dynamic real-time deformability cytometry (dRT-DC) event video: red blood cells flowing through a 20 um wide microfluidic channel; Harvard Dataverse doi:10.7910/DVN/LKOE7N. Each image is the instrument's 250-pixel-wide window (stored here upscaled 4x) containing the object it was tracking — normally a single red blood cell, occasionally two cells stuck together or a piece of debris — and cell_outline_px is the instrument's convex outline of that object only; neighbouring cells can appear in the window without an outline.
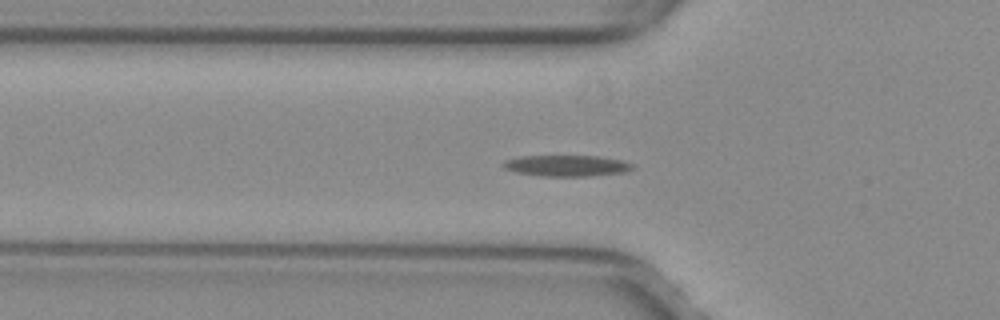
{"species": "common noctule bat (a hibernating species)", "species_latin": "Nyctalus noctula", "temperature_condition": "warm", "stored_images_in_passage": 47, "camera_frame_rate_fps": 3000, "um_per_image_px": 0.085, "animal": {"sex": "female", "body_mass_g": 29.2, "forearm_length_mm": 56.3}, "frame": {"image": 1, "passage_image": 12, "time_ms": 3.667, "image_size_px": [1000, 320], "cell_outline_px": [[636, 168], [624, 172], [588, 176], [540, 176], [516, 172], [504, 168], [500, 164], [504, 160], [520, 156], [596, 156], [620, 160], [636, 164]], "centroid_in_image_um": [48.16, 14.08], "position_along_channel_um": 77.6, "area_um2": 16.01}}
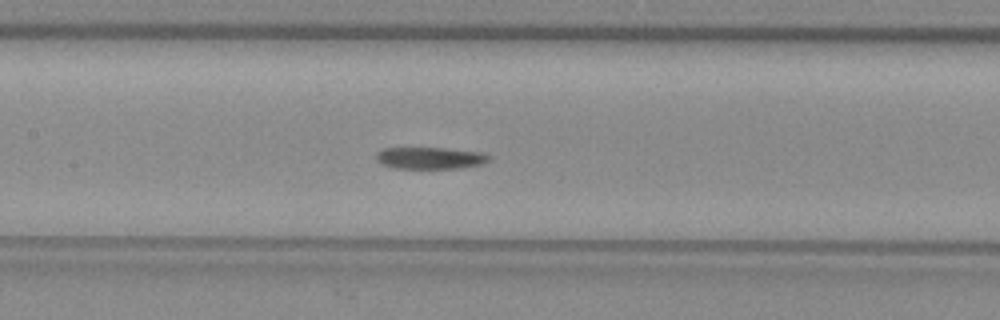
{"frame": {"image": 2, "passage_image": 19, "time_ms": 6.0, "image_size_px": [1000, 320], "cell_outline_px": [[492, 156], [484, 164], [460, 168], [396, 168], [384, 164], [376, 160], [376, 152], [380, 148], [444, 148], [484, 152]], "centroid_in_image_um": [36.6, 13.42], "position_along_channel_um": 170.8, "area_um2": 14.45}}
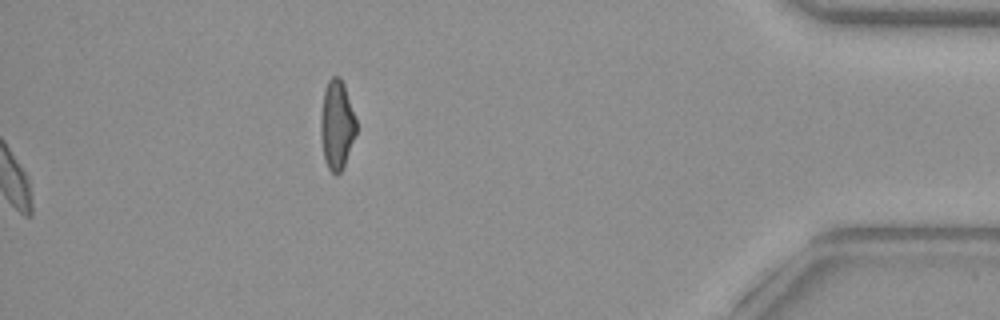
{"frame": {"image": 3, "passage_image": 47, "time_ms": 15.333, "image_size_px": [1000, 320], "cell_outline_px": [[356, 132], [344, 164], [340, 172], [336, 176], [328, 168], [324, 160], [320, 136], [320, 112], [324, 92], [328, 80], [332, 76], [340, 76], [344, 84], [356, 120]], "centroid_in_image_um": [28.6, 10.6], "position_along_channel_um": 406.6, "area_um2": 18.44}, "authors_computed_cell_mechanics": {"area_um2": 15.1436, "velocity_mm_per_s": 3.9762, "shape_relaxation_time_tau1_ms": 9.903, "shape_relaxation_time_tau2_ms": 5.3549, "deformation_change_tau1": 0.2588, "deformation_change_tau2": 0.1055}}